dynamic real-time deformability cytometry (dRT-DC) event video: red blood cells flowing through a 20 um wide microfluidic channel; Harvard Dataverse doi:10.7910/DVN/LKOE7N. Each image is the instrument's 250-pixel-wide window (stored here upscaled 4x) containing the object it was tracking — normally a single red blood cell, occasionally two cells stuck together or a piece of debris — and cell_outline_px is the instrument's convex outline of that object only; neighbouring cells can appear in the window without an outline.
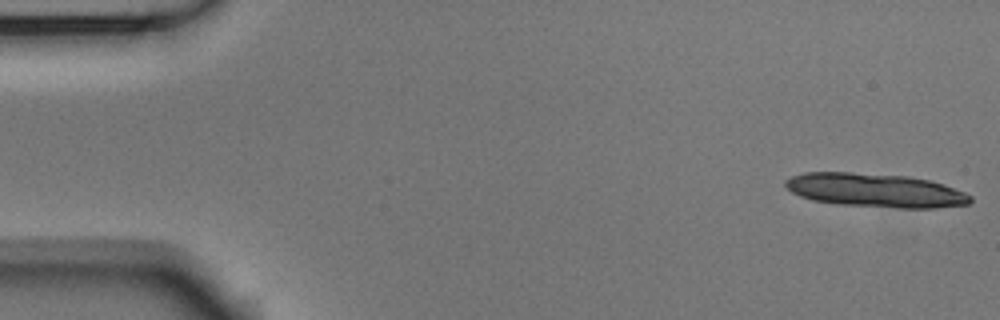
{"species": "Egyptian fruit bat (a non-hibernating species)", "species_latin": "Rousettus aegyptiacus", "temperature_condition": "room temperature", "stored_images_in_passage": 12, "camera_frame_rate_fps": 3000, "um_per_image_px": 0.085, "animal": {"sex": "male"}, "frame": {"image": 1, "passage_image": 1, "time_ms": 0.0, "image_size_px": [1000, 320], "cell_outline_px": [[972, 200], [968, 204], [932, 208], [896, 208], [840, 204], [812, 200], [800, 196], [792, 192], [784, 184], [784, 180], [792, 176], [804, 172], [852, 172], [908, 176], [928, 180], [944, 184], [964, 192], [972, 196]], "centroid_in_image_um": [74.39, 16.17], "position_along_channel_um": 10.6, "area_um2": 36.41}}